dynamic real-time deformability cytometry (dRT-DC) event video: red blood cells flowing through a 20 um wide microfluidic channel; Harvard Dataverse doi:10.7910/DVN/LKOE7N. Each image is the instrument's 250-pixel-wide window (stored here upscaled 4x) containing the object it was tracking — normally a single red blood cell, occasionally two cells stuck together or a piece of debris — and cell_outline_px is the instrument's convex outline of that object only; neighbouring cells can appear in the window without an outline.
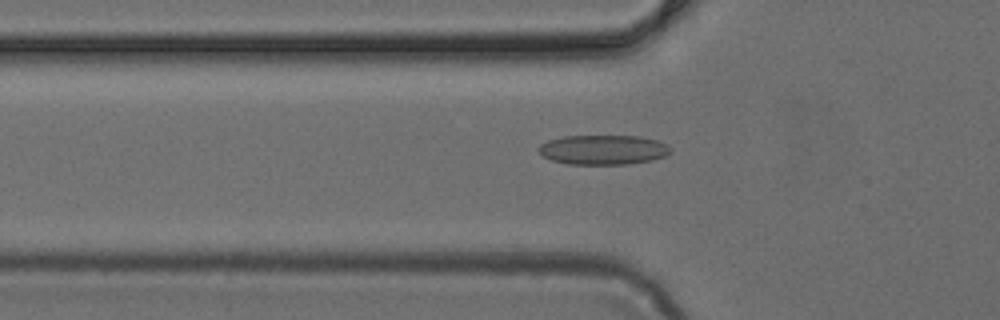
{"species": "common noctule bat (a hibernating species)", "species_latin": "Nyctalus noctula", "temperature_condition": "cold", "stored_images_in_passage": 36, "camera_frame_rate_fps": 3000, "um_per_image_px": 0.085, "animal": {"sex": "female", "body_mass_g": 24.6, "forearm_length_mm": 56.2}, "frame": {"image": 1, "passage_image": 8, "time_ms": 2.333, "image_size_px": [1000, 320], "cell_outline_px": [[672, 152], [664, 156], [652, 160], [628, 164], [568, 164], [552, 160], [544, 156], [536, 148], [540, 144], [548, 140], [564, 136], [640, 136], [656, 140], [668, 144], [672, 148]], "centroid_in_image_um": [51.29, 12.72], "position_along_channel_um": 74.5, "area_um2": 22.89}}
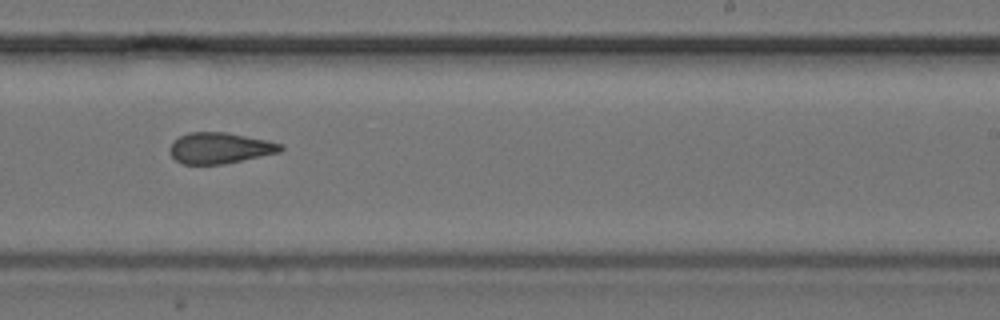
{"frame": {"image": 2, "passage_image": 22, "time_ms": 7.0, "image_size_px": [1000, 320], "cell_outline_px": [[284, 148], [280, 152], [224, 164], [180, 164], [168, 152], [168, 148], [180, 136], [188, 132], [228, 132], [268, 140], [284, 144]], "centroid_in_image_um": [18.7, 12.58], "position_along_channel_um": 270.3, "area_um2": 20.17}}
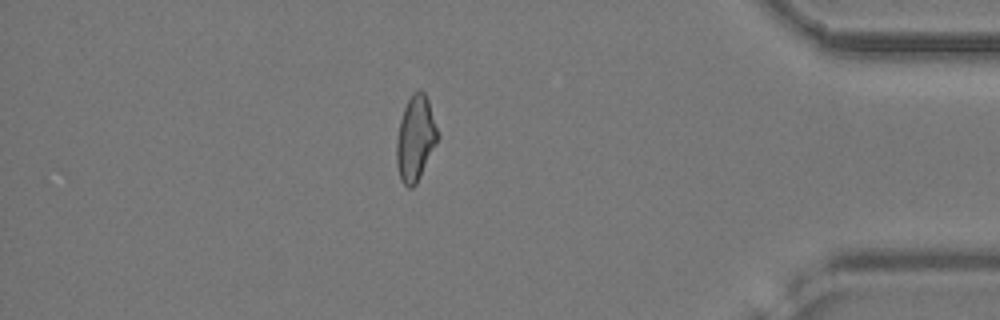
{"frame": {"image": 3, "passage_image": 34, "time_ms": 11.0, "image_size_px": [1000, 320], "cell_outline_px": [[440, 136], [416, 184], [412, 188], [408, 188], [400, 180], [396, 164], [396, 140], [400, 120], [404, 108], [412, 92], [420, 88], [424, 92], [428, 100]], "centroid_in_image_um": [35.3, 11.76], "position_along_channel_um": 399.9, "area_um2": 20.52}}